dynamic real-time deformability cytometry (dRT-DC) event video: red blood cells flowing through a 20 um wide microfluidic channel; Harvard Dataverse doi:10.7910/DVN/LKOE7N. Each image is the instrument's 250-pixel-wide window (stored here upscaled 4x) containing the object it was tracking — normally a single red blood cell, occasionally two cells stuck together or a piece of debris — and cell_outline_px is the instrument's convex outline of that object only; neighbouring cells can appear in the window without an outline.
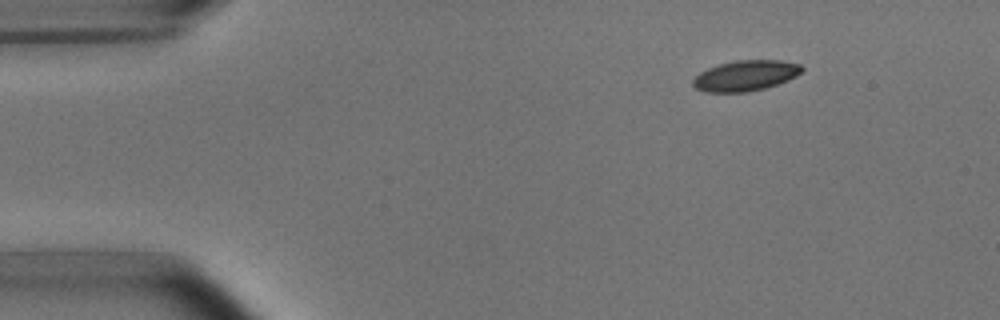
{"species": "common noctule bat (a hibernating species)", "species_latin": "Nyctalus noctula", "temperature_condition": "room temperature", "stored_images_in_passage": 6, "segment_of_instrument_passage": [2, 2], "camera_frame_rate_fps": 3000, "um_per_image_px": 0.085, "animal": {"sex": "male", "body_mass_g": 15.6}, "frame": {"image": 1, "passage_image": 6, "time_ms": 6.0, "image_size_px": [1000, 320], "cell_outline_px": [[804, 68], [796, 76], [788, 80], [764, 88], [748, 92], [704, 92], [696, 88], [692, 84], [692, 80], [700, 72], [708, 68], [720, 64], [736, 60], [780, 60], [800, 64]], "centroid_in_image_um": [63.36, 6.43], "position_along_channel_um": 21.6, "area_um2": 19.31}}